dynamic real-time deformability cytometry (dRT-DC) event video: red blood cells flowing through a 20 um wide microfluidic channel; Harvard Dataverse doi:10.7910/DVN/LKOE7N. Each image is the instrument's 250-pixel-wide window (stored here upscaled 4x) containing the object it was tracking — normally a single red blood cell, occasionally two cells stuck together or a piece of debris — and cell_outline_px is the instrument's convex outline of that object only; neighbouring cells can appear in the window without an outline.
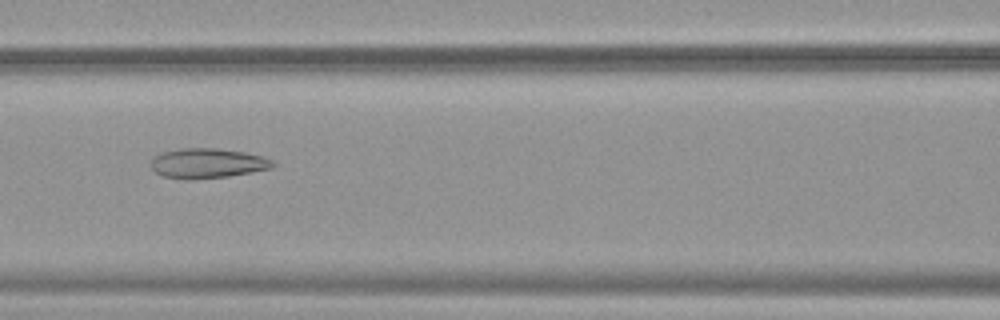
{"species": "common noctule bat (a hibernating species)", "species_latin": "Nyctalus noctula", "temperature_condition": "warm", "stored_images_in_passage": 35, "camera_frame_rate_fps": 3000, "um_per_image_px": 0.085, "animal": {"sex": "female", "body_mass_g": 19.9}, "frame": {"image": 1, "passage_image": 9, "time_ms": 2.667, "image_size_px": [1000, 320], "cell_outline_px": [[276, 164], [272, 168], [228, 176], [192, 180], [188, 180], [164, 176], [156, 172], [148, 164], [152, 156], [160, 152], [180, 148], [216, 148], [244, 152], [264, 156], [272, 160]], "centroid_in_image_um": [17.59, 13.87], "position_along_channel_um": 149.0, "area_um2": 21.5}}
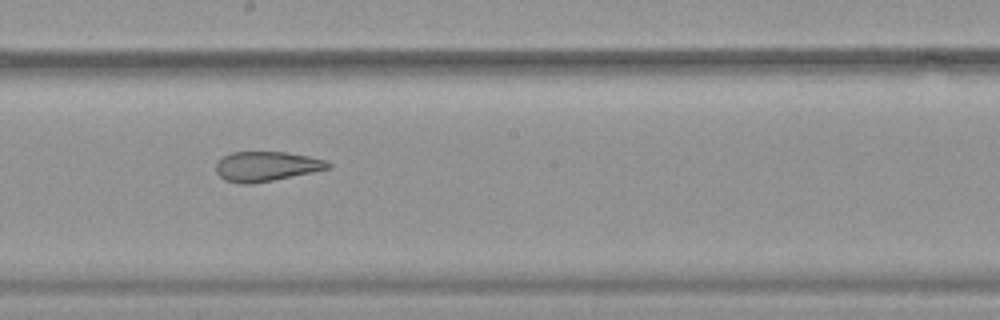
{"frame": {"image": 2, "passage_image": 15, "time_ms": 4.667, "image_size_px": [1000, 320], "cell_outline_px": [[332, 168], [252, 184], [240, 184], [224, 180], [216, 172], [216, 164], [224, 156], [232, 152], [284, 152], [308, 156], [324, 160], [332, 164]], "centroid_in_image_um": [22.64, 14.14], "position_along_channel_um": 225.6, "area_um2": 19.31}}
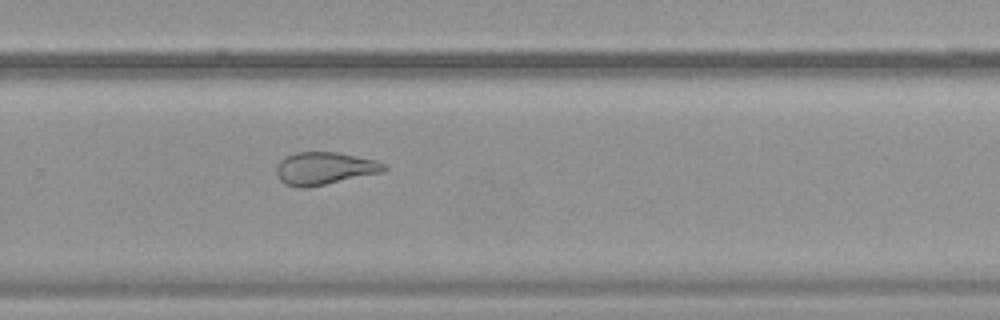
{"frame": {"image": 3, "passage_image": 21, "time_ms": 6.667, "image_size_px": [1000, 320], "cell_outline_px": [[388, 168], [384, 172], [308, 188], [296, 188], [284, 184], [280, 180], [276, 172], [276, 168], [280, 160], [296, 152], [336, 152], [376, 160], [388, 164]], "centroid_in_image_um": [27.61, 14.33], "position_along_channel_um": 302.2, "area_um2": 20.69}, "authors_computed_cell_mechanics": {"area_um2": 21.5016, "velocity_mm_per_s": 3.8486, "shape_relaxation_time_tau1_ms": null, "shape_relaxation_time_tau2_ms": 2.2118, "deformation_change_tau1": null, "deformation_change_tau2": 0.1125}}